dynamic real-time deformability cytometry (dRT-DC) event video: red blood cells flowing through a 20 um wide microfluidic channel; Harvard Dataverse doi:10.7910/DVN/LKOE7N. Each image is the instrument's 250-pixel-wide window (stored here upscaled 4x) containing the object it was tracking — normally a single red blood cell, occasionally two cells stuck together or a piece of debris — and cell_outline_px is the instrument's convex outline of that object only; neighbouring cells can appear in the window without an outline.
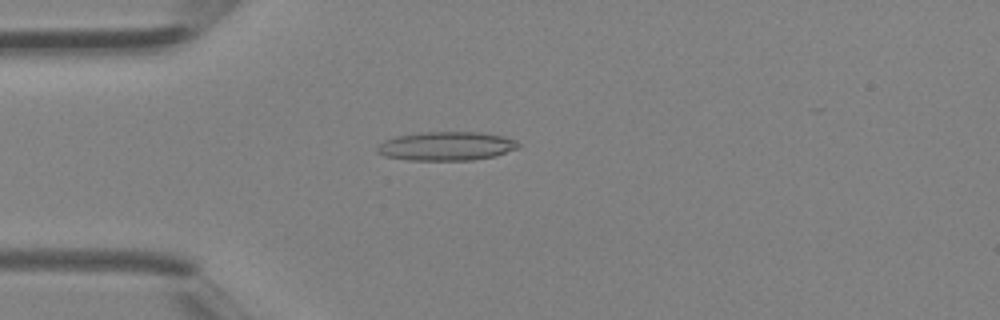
{"species": "Egyptian fruit bat (a non-hibernating species)", "species_latin": "Rousettus aegyptiacus", "temperature_condition": "room temperature", "stored_images_in_passage": 4, "camera_frame_rate_fps": 3000, "um_per_image_px": 0.085, "animal": {"sex": "female"}, "frame": {"image": 1, "passage_image": 4, "time_ms": 1.0, "image_size_px": [1000, 320], "cell_outline_px": [[520, 148], [496, 156], [472, 160], [408, 160], [384, 156], [376, 152], [376, 148], [384, 140], [396, 136], [420, 132], [480, 132], [504, 136], [516, 140], [520, 144]], "centroid_in_image_um": [37.96, 12.42], "position_along_channel_um": 47.0, "area_um2": 23.99}}